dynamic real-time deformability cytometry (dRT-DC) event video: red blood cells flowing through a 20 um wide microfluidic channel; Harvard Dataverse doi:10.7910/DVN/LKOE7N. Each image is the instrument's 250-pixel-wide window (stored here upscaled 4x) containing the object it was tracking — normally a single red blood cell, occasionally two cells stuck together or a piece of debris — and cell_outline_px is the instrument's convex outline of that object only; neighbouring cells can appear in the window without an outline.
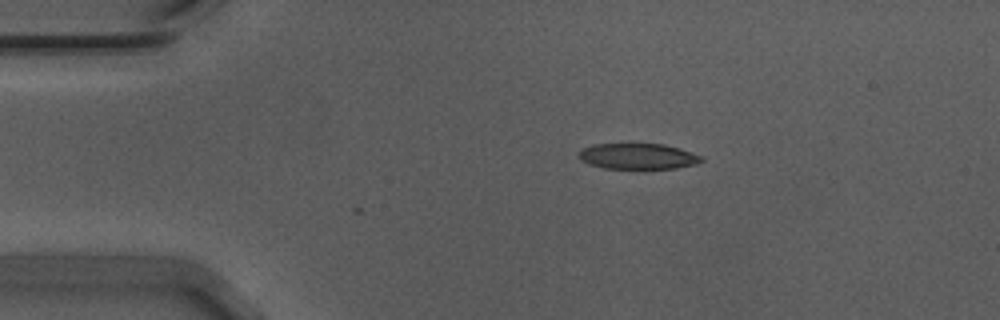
{"species": "Egyptian fruit bat (a non-hibernating species)", "species_latin": "Rousettus aegyptiacus", "temperature_condition": "warm", "stored_images_in_passage": 39, "camera_frame_rate_fps": 3000, "um_per_image_px": 0.085, "animal": {"sex": "male"}, "frame": {"image": 1, "passage_image": 1, "time_ms": 0.0, "image_size_px": [1000, 320], "cell_outline_px": [[704, 160], [696, 164], [676, 168], [604, 168], [588, 164], [580, 160], [580, 152], [584, 148], [592, 144], [664, 144], [680, 148], [704, 156]], "centroid_in_image_um": [54.27, 13.28], "position_along_channel_um": 30.7, "area_um2": 18.38}}
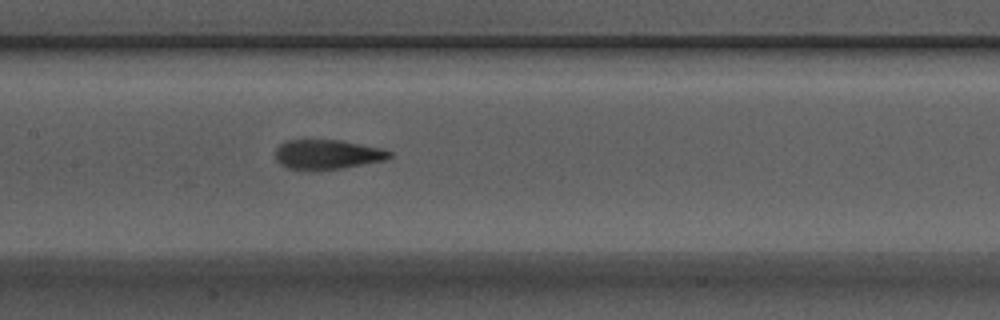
{"frame": {"image": 2, "passage_image": 17, "time_ms": 5.333, "image_size_px": [1000, 320], "cell_outline_px": [[392, 156], [384, 160], [344, 168], [316, 172], [288, 168], [280, 164], [276, 160], [276, 148], [280, 144], [288, 140], [340, 140], [384, 148], [392, 152]], "centroid_in_image_um": [27.83, 13.15], "position_along_channel_um": 179.6, "area_um2": 20.11}}
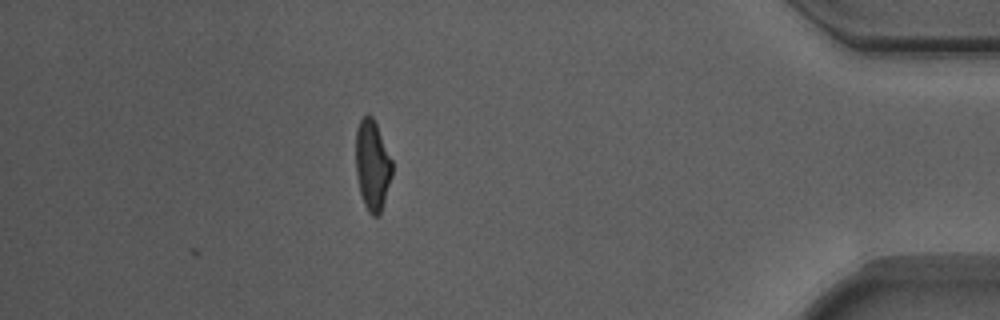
{"frame": {"image": 3, "passage_image": 39, "time_ms": 12.667, "image_size_px": [1000, 320], "cell_outline_px": [[392, 176], [380, 212], [376, 216], [372, 216], [368, 212], [364, 204], [360, 192], [356, 172], [356, 128], [360, 120], [368, 112], [372, 116], [376, 124], [392, 160]], "centroid_in_image_um": [31.64, 14.02], "position_along_channel_um": 403.6, "area_um2": 18.96}, "authors_computed_cell_mechanics": {"area_um2": 19.8254, "velocity_mm_per_s": 3.7178, "shape_relaxation_time_tau1_ms": 3.5407, "shape_relaxation_time_tau2_ms": 0.9988, "deformation_change_tau1": 0.1812, "deformation_change_tau2": 0.0892}}